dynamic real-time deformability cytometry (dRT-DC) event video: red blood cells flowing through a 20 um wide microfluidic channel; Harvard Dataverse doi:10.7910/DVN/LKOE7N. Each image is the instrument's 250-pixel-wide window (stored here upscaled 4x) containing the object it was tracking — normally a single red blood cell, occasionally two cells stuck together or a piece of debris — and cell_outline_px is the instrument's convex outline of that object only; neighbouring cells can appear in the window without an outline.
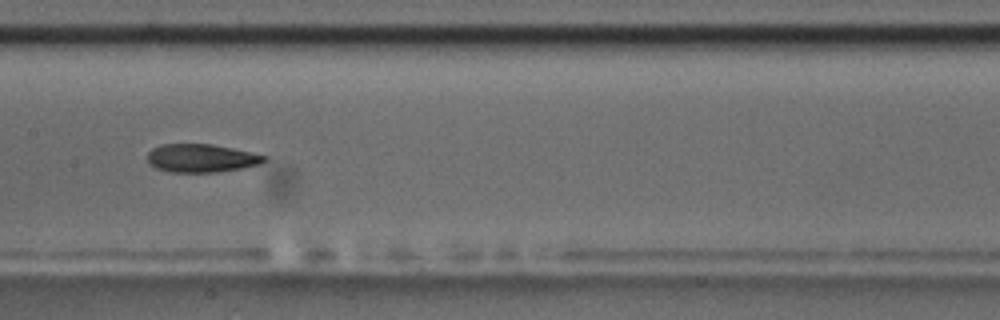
{"species": "common noctule bat (a hibernating species)", "species_latin": "Nyctalus noctula", "temperature_condition": "room temperature", "stored_images_in_passage": 12, "camera_frame_rate_fps": 3000, "um_per_image_px": 0.085, "animal": {"sex": "male", "body_mass_g": 17.5, "forearm_length_mm": 52.3}, "frame": {"image": 1, "passage_image": 9, "time_ms": 10.0, "image_size_px": [1000, 320], "cell_outline_px": [[268, 160], [260, 164], [244, 168], [216, 172], [168, 172], [156, 168], [148, 164], [148, 152], [152, 148], [160, 144], [212, 144], [252, 152], [268, 156]], "centroid_in_image_um": [17.13, 13.44], "position_along_channel_um": 190.3, "area_um2": 19.48}}